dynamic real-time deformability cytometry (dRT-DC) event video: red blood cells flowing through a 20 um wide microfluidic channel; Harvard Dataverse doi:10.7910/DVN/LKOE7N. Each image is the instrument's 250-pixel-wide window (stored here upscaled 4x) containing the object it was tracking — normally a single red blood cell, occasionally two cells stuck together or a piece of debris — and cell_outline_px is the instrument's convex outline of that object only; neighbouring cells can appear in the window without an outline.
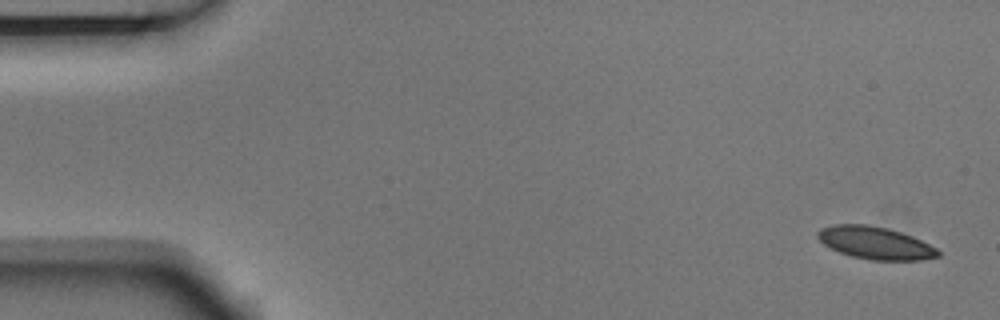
{"species": "Egyptian fruit bat (a non-hibernating species)", "species_latin": "Rousettus aegyptiacus", "temperature_condition": "room temperature", "stored_images_in_passage": 5, "camera_frame_rate_fps": 3000, "um_per_image_px": 0.085, "animal": {"sex": "male"}, "frame": {"image": 1, "passage_image": 1, "time_ms": 0.0, "image_size_px": [1000, 320], "cell_outline_px": [[940, 256], [920, 260], [872, 260], [852, 256], [840, 252], [824, 244], [816, 236], [816, 232], [820, 228], [832, 224], [868, 224], [900, 232], [912, 236], [936, 248], [940, 252]], "centroid_in_image_um": [74.37, 20.64], "position_along_channel_um": 10.6, "area_um2": 22.6}}
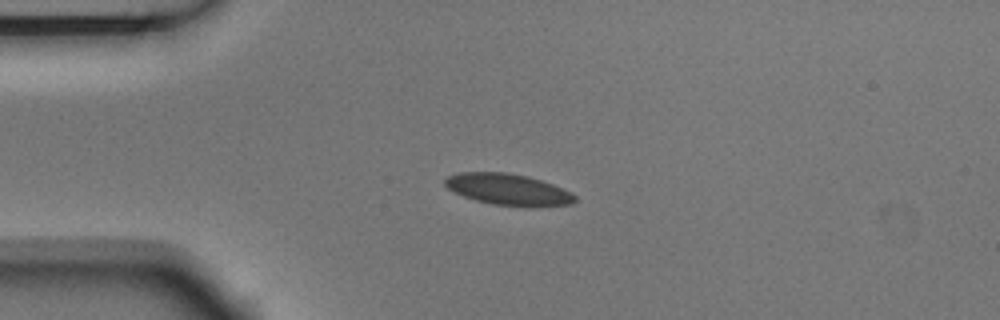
{"frame": {"image": 2, "passage_image": 4, "time_ms": 1.0, "image_size_px": [1000, 320], "cell_outline_px": [[576, 200], [572, 204], [536, 208], [524, 208], [492, 204], [476, 200], [464, 196], [448, 188], [444, 184], [444, 180], [448, 176], [460, 172], [504, 172], [528, 176], [552, 184], [572, 192], [576, 196]], "centroid_in_image_um": [43.25, 16.13], "position_along_channel_um": 41.7, "area_um2": 24.1}}